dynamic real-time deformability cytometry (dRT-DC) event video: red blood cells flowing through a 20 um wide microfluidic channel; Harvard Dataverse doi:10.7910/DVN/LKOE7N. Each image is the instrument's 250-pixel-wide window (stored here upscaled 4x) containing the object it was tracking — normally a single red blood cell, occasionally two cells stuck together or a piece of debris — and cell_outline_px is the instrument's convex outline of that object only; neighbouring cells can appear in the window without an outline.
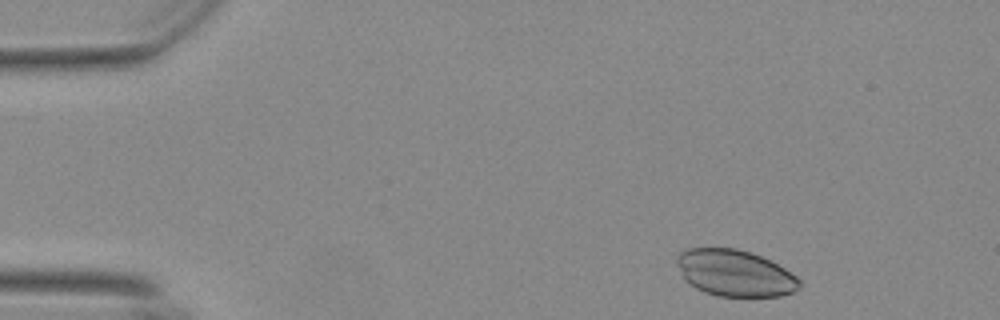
{"species": "Egyptian fruit bat (a non-hibernating species)", "species_latin": "Rousettus aegyptiacus", "temperature_condition": "warm", "stored_images_in_passage": 14, "camera_frame_rate_fps": 3000, "um_per_image_px": 0.085, "animal": {"sex": "female"}, "frame": {"image": 1, "passage_image": 2, "time_ms": 0.333, "image_size_px": [1000, 320], "cell_outline_px": [[800, 284], [792, 292], [780, 296], [716, 296], [704, 292], [688, 284], [684, 280], [676, 260], [676, 256], [680, 252], [688, 248], [736, 248], [760, 256], [784, 268], [796, 276], [800, 280]], "centroid_in_image_um": [62.42, 23.21], "position_along_channel_um": 22.6, "area_um2": 33.0}}
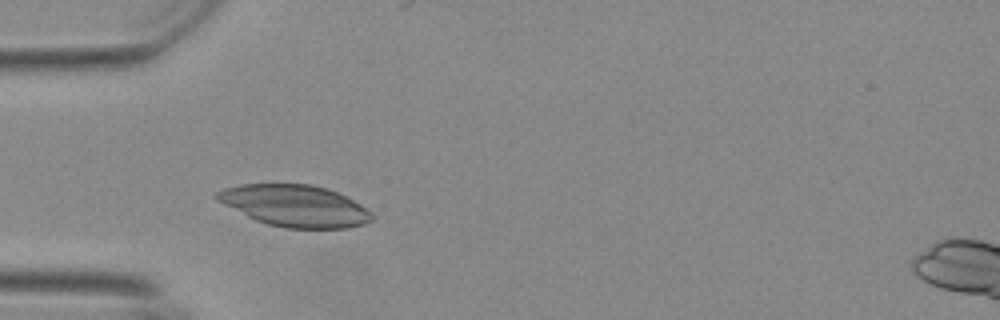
{"frame": {"image": 2, "passage_image": 12, "time_ms": 3.667, "image_size_px": [1000, 320], "cell_outline_px": [[372, 220], [364, 224], [348, 228], [284, 228], [268, 224], [256, 220], [216, 200], [212, 196], [216, 192], [224, 188], [240, 184], [312, 184], [328, 188], [360, 204], [372, 212]], "centroid_in_image_um": [25.05, 17.48], "position_along_channel_um": 59.9, "area_um2": 37.51}}